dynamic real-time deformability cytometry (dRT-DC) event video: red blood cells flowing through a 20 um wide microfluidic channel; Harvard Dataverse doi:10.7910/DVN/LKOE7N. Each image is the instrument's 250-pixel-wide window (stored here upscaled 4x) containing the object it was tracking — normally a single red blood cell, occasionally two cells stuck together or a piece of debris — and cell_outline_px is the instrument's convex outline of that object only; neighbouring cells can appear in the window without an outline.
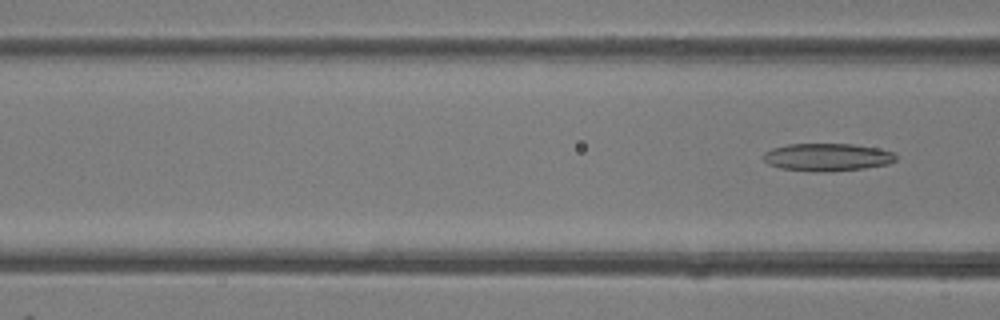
{"species": "common noctule bat (a hibernating species)", "species_latin": "Nyctalus noctula", "temperature_condition": "room temperature", "stored_images_in_passage": 3, "camera_frame_rate_fps": 3000, "um_per_image_px": 0.085, "animal": {"sex": "female"}, "frame": {"image": 1, "passage_image": 3, "time_ms": 2.667, "image_size_px": [1000, 320], "cell_outline_px": [[896, 160], [888, 164], [864, 168], [816, 172], [812, 172], [780, 168], [768, 164], [760, 156], [764, 152], [772, 148], [788, 144], [852, 144], [876, 148], [892, 152], [896, 156]], "centroid_in_image_um": [70.25, 13.36], "position_along_channel_um": 96.3, "area_um2": 21.33}}